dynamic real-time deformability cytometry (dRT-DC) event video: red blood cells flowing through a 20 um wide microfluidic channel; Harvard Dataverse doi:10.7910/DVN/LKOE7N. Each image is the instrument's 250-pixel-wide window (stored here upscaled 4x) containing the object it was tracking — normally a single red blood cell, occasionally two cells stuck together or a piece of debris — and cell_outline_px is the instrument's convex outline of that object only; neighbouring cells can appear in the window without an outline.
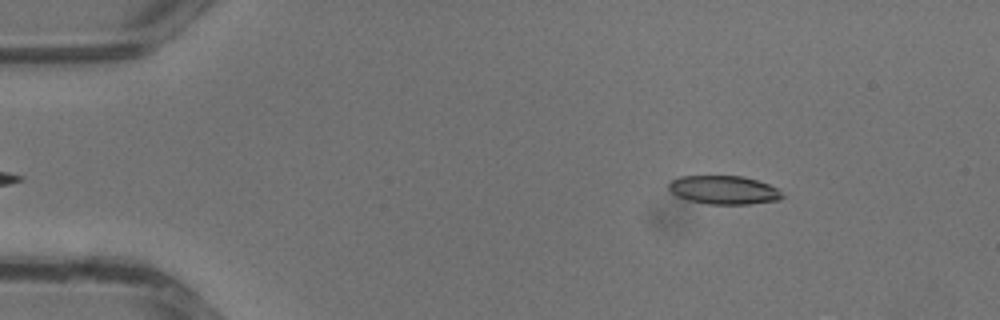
{"species": "common noctule bat (a hibernating species)", "species_latin": "Nyctalus noctula", "temperature_condition": "warm", "stored_images_in_passage": 34, "camera_frame_rate_fps": 3000, "um_per_image_px": 0.085, "animal": {"sex": "male", "body_mass_g": 13.3}, "frame": {"image": 1, "passage_image": 2, "time_ms": 0.333, "image_size_px": [1000, 320], "cell_outline_px": [[784, 196], [780, 200], [748, 204], [708, 204], [688, 200], [676, 196], [668, 188], [668, 184], [672, 180], [680, 176], [744, 176], [768, 184], [776, 188]], "centroid_in_image_um": [61.51, 16.15], "position_along_channel_um": 23.5, "area_um2": 18.84}}
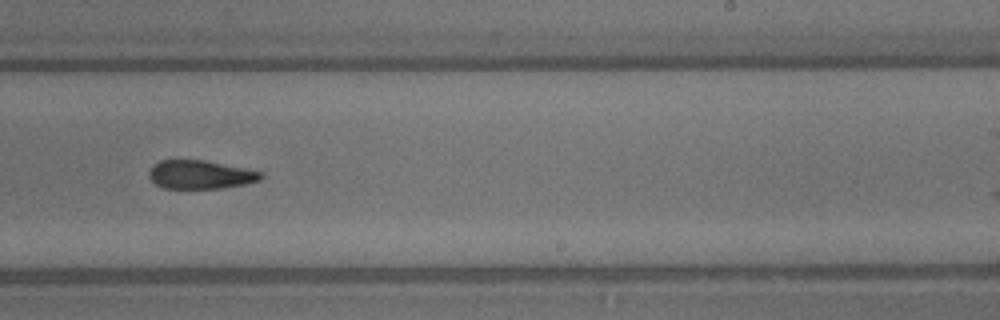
{"frame": {"image": 2, "passage_image": 20, "time_ms": 6.333, "image_size_px": [1000, 320], "cell_outline_px": [[264, 176], [260, 180], [244, 184], [220, 188], [164, 188], [156, 184], [148, 176], [148, 172], [160, 160], [204, 160], [264, 172]], "centroid_in_image_um": [17.05, 14.84], "position_along_channel_um": 271.9, "area_um2": 18.44}}
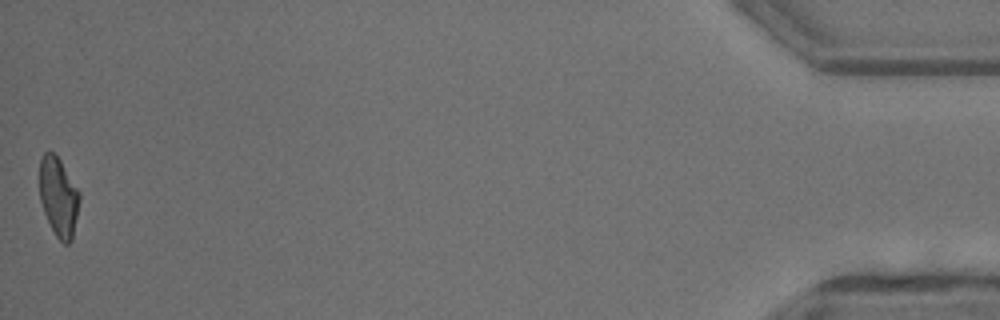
{"frame": {"image": 3, "passage_image": 34, "time_ms": 11.0, "image_size_px": [1000, 320], "cell_outline_px": [[80, 200], [72, 240], [68, 244], [64, 244], [56, 236], [44, 212], [40, 200], [40, 160], [44, 152], [52, 152], [60, 160], [80, 192]], "centroid_in_image_um": [4.99, 16.74], "position_along_channel_um": 430.2, "area_um2": 18.26}}